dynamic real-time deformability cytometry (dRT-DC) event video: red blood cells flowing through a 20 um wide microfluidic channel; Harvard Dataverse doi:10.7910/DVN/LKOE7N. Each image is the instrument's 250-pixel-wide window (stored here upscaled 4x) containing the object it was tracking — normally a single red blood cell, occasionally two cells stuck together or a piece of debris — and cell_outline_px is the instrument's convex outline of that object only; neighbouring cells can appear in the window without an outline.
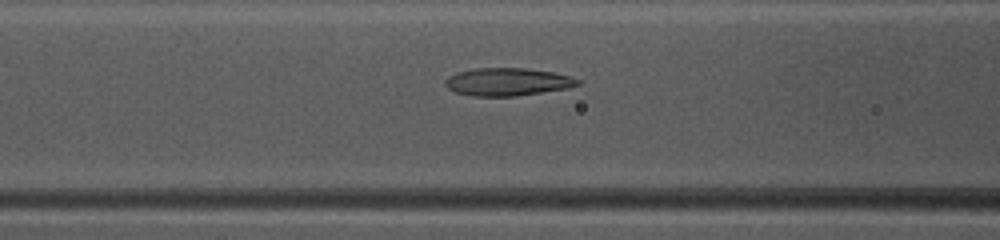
{"species": "common noctule bat (a hibernating species)", "species_latin": "Nyctalus noctula", "temperature_condition": "warm", "stored_images_in_passage": 45, "camera_frame_rate_fps": 3000, "um_per_image_px": 0.085, "animal": {"sex": "female", "body_mass_g": 10.0, "forearm_length_mm": 53.1}, "frame": {"image": 1, "passage_image": 17, "time_ms": 5.333, "image_size_px": [1000, 240], "cell_outline_px": [[580, 84], [568, 88], [516, 96], [472, 96], [456, 92], [448, 88], [444, 84], [444, 80], [448, 76], [456, 72], [476, 68], [528, 68], [552, 72], [568, 76], [580, 80]], "centroid_in_image_um": [43.1, 6.95], "position_along_channel_um": 123.5, "area_um2": 21.44}}
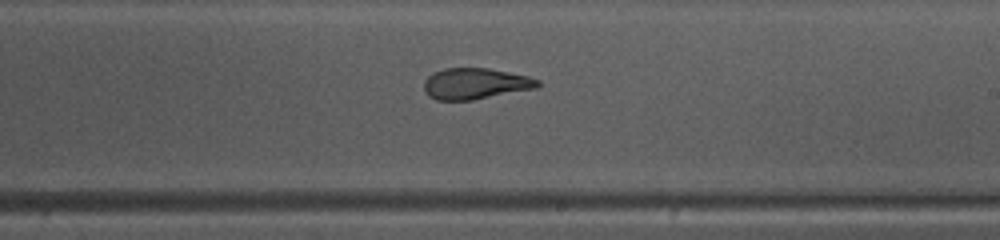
{"frame": {"image": 2, "passage_image": 26, "time_ms": 8.333, "image_size_px": [1000, 240], "cell_outline_px": [[540, 84], [536, 88], [472, 100], [436, 100], [428, 96], [424, 92], [424, 80], [432, 72], [444, 68], [488, 68], [528, 76], [540, 80]], "centroid_in_image_um": [40.36, 7.11], "position_along_channel_um": 248.6, "area_um2": 20.69}}
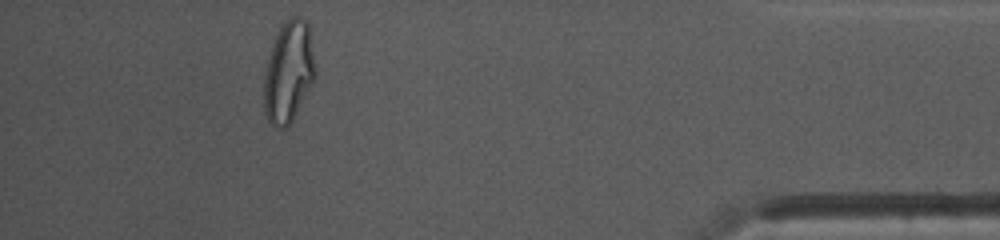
{"frame": {"image": 3, "passage_image": 41, "time_ms": 13.333, "image_size_px": [1000, 240], "cell_outline_px": [[316, 76], [292, 120], [284, 128], [280, 128], [272, 124], [268, 120], [264, 112], [264, 72], [272, 44], [280, 28], [292, 16], [300, 16], [308, 20], [316, 72]], "centroid_in_image_um": [24.53, 6.09], "position_along_channel_um": 410.7, "area_um2": 30.06}, "authors_computed_cell_mechanics": {"area_um2": 22.831, "velocity_mm_per_s": 4.1638, "shape_relaxation_time_tau1_ms": 9.7412, "shape_relaxation_time_tau2_ms": 1.5371, "deformation_change_tau1": 0.286, "deformation_change_tau2": 0.0772}}